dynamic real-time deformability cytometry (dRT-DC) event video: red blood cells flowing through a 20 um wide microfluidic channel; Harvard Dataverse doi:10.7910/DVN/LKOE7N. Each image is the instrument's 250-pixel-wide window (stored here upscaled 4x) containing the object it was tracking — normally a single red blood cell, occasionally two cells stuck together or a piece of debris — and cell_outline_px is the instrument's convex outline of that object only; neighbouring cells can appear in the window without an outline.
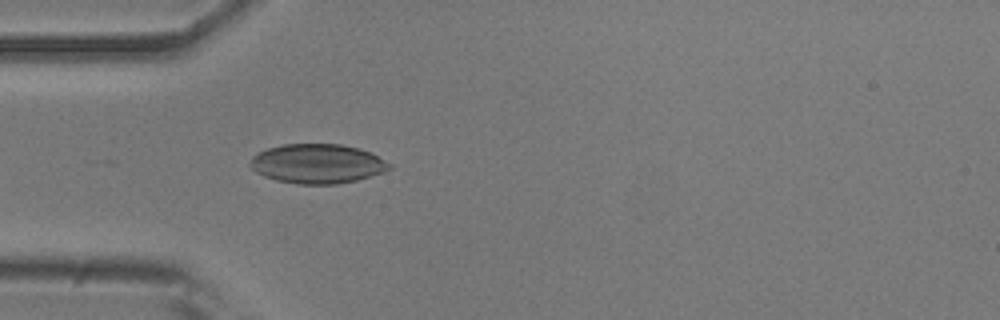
{"species": "common noctule bat (a hibernating species)", "species_latin": "Nyctalus noctula", "temperature_condition": "room temperature", "stored_images_in_passage": 30, "camera_frame_rate_fps": 3000, "um_per_image_px": 0.085, "animal": {"sex": "male", "body_mass_g": 20.5, "forearm_length_mm": 52.5}, "frame": {"image": 1, "passage_image": 15, "time_ms": 4.667, "image_size_px": [1000, 320], "cell_outline_px": [[392, 168], [384, 172], [356, 180], [336, 184], [296, 184], [276, 180], [264, 176], [256, 172], [248, 164], [252, 156], [268, 148], [284, 144], [340, 144], [360, 148], [392, 164]], "centroid_in_image_um": [26.97, 13.92], "position_along_channel_um": 58.0, "area_um2": 31.91}}
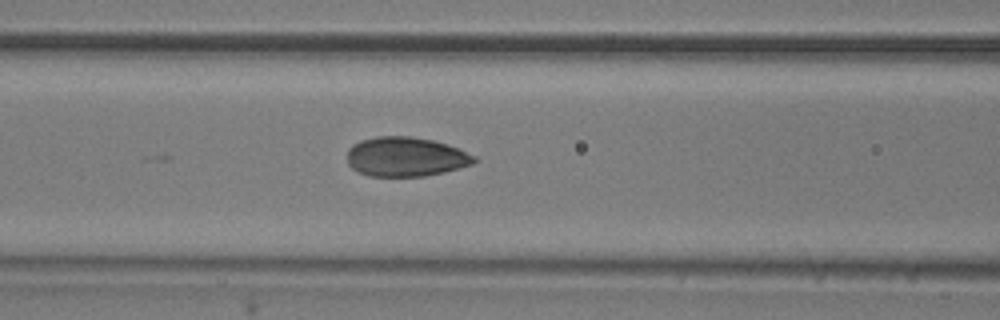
{"frame": {"image": 2, "passage_image": 21, "time_ms": 6.667, "image_size_px": [1000, 320], "cell_outline_px": [[476, 160], [472, 164], [460, 168], [444, 172], [424, 176], [368, 176], [352, 168], [348, 164], [348, 148], [352, 144], [360, 140], [376, 136], [408, 136], [432, 140], [456, 148], [476, 156]], "centroid_in_image_um": [34.45, 13.33], "position_along_channel_um": 132.1, "area_um2": 29.07}}
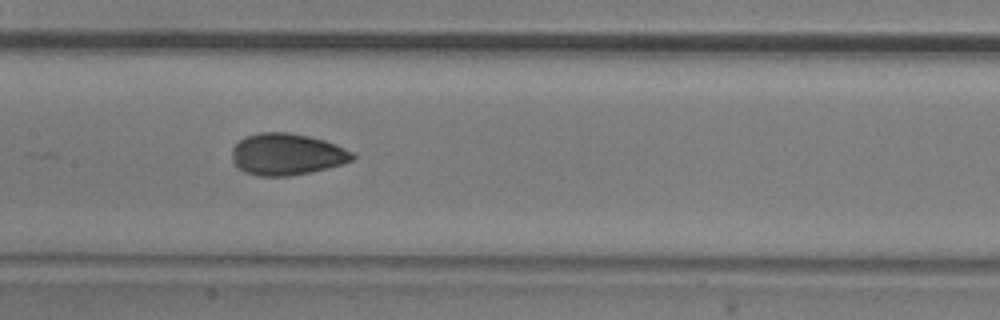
{"frame": {"image": 3, "passage_image": 25, "time_ms": 8.0, "image_size_px": [1000, 320], "cell_outline_px": [[356, 156], [352, 160], [344, 164], [308, 172], [288, 176], [256, 176], [244, 172], [232, 160], [232, 148], [244, 136], [260, 132], [288, 132], [308, 136], [324, 140], [336, 144], [356, 152]], "centroid_in_image_um": [24.4, 13.11], "position_along_channel_um": 183.0, "area_um2": 29.42}}